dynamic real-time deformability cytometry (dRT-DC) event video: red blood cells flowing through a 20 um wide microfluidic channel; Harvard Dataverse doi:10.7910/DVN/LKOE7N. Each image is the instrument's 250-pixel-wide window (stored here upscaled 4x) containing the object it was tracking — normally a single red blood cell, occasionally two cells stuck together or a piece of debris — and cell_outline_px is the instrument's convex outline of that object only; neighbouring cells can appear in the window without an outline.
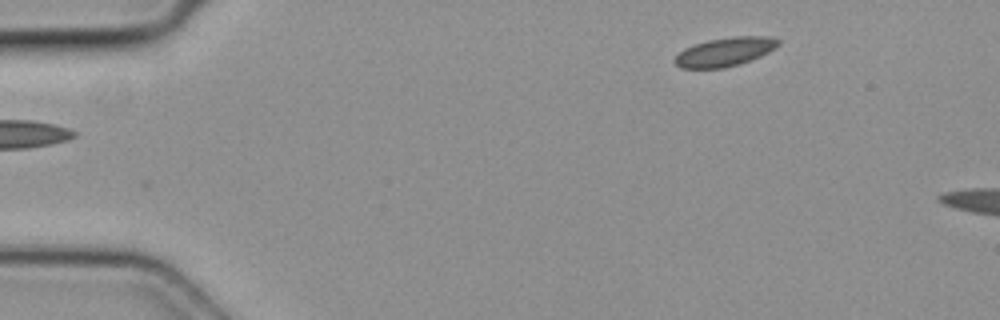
{"species": "common noctule bat (a hibernating species)", "species_latin": "Nyctalus noctula", "temperature_condition": "cold", "stored_images_in_passage": 4, "camera_frame_rate_fps": 3000, "um_per_image_px": 0.085, "animal": {"sex": "female", "body_mass_g": 19.3, "forearm_length_mm": 54.1}, "frame": {"image": 1, "passage_image": 4, "time_ms": 1.0, "image_size_px": [1000, 320], "cell_outline_px": [[780, 44], [776, 48], [760, 56], [740, 64], [724, 68], [680, 68], [672, 60], [684, 48], [708, 40], [732, 36], [776, 36], [780, 40]], "centroid_in_image_um": [61.66, 4.4], "position_along_channel_um": 23.3, "area_um2": 17.51}}